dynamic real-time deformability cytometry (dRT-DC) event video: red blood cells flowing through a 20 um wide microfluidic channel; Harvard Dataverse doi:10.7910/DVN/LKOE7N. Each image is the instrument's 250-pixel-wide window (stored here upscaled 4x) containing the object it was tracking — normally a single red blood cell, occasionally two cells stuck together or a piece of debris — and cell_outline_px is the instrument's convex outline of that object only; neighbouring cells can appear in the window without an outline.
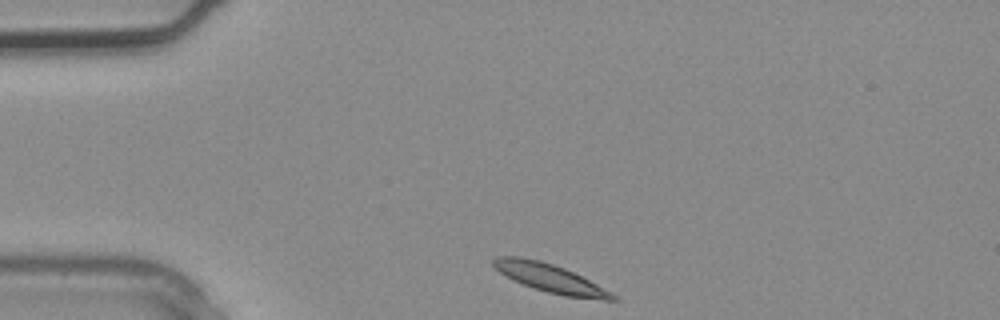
{"species": "common noctule bat (a hibernating species)", "species_latin": "Nyctalus noctula", "temperature_condition": "warm", "stored_images_in_passage": 2, "camera_frame_rate_fps": 3000, "um_per_image_px": 0.085, "animal": {"sex": "male", "body_mass_g": 20.4}, "frame": {"image": 1, "passage_image": 1, "time_ms": 0.0, "image_size_px": [1000, 320], "cell_outline_px": [[620, 300], [604, 300], [564, 296], [532, 288], [500, 272], [492, 264], [492, 260], [496, 256], [520, 256], [540, 260], [564, 268], [596, 284], [616, 296]], "centroid_in_image_um": [46.74, 23.63], "position_along_channel_um": 38.3, "area_um2": 19.31}}
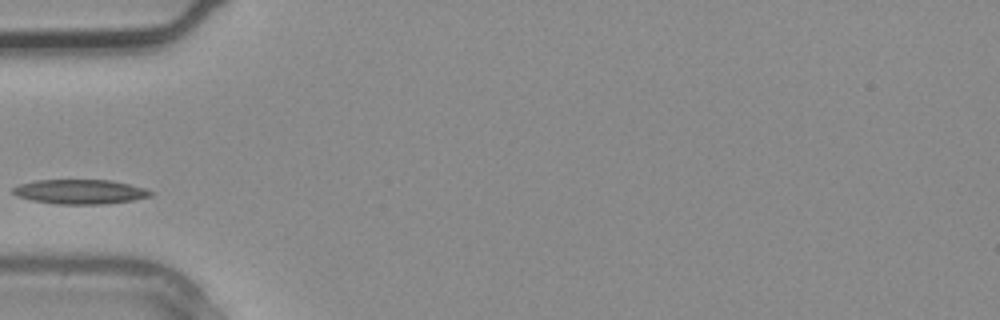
{"frame": {"image": 2, "passage_image": 2, "time_ms": 0.333, "image_size_px": [1000, 320], "cell_outline_px": [[156, 192], [152, 196], [132, 200], [104, 204], [60, 204], [32, 200], [16, 196], [12, 192], [12, 188], [20, 184], [36, 180], [112, 180], [144, 188]], "centroid_in_image_um": [6.82, 16.29], "position_along_channel_um": 78.2, "area_um2": 19.65}}